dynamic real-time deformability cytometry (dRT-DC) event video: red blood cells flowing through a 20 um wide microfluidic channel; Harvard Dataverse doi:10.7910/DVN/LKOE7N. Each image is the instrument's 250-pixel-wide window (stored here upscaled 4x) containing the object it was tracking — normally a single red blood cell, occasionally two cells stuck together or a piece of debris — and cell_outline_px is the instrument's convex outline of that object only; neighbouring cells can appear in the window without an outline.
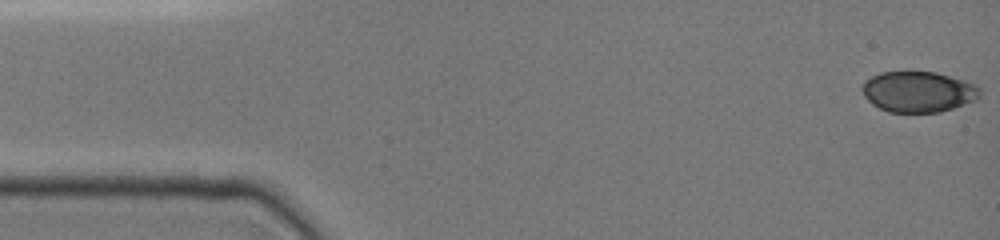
{"species": "common noctule bat (a hibernating species)", "species_latin": "Nyctalus noctula", "temperature_condition": "cold", "stored_images_in_passage": 20, "camera_frame_rate_fps": 3000, "um_per_image_px": 0.085, "animal": {"sex": "female", "body_mass_g": 19.0, "forearm_length_mm": 51.5}, "frame": {"image": 1, "passage_image": 1, "time_ms": 0.0, "image_size_px": [1000, 240], "cell_outline_px": [[980, 96], [976, 100], [940, 112], [888, 112], [872, 104], [864, 96], [860, 88], [864, 80], [880, 72], [904, 68], [912, 68], [936, 72], [968, 80], [976, 84], [980, 88]], "centroid_in_image_um": [78.03, 7.73], "position_along_channel_um": 7.0, "area_um2": 29.19}}
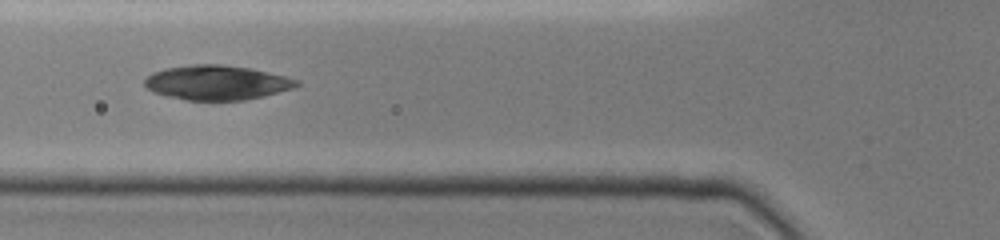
{"frame": {"image": 2, "passage_image": 12, "time_ms": 5.667, "image_size_px": [1000, 240], "cell_outline_px": [[300, 84], [292, 88], [264, 96], [244, 100], [188, 100], [168, 96], [152, 92], [144, 84], [144, 80], [152, 72], [164, 68], [188, 64], [220, 64], [248, 68], [284, 76], [300, 80]], "centroid_in_image_um": [18.39, 7.01], "position_along_channel_um": 107.4, "area_um2": 30.52}}
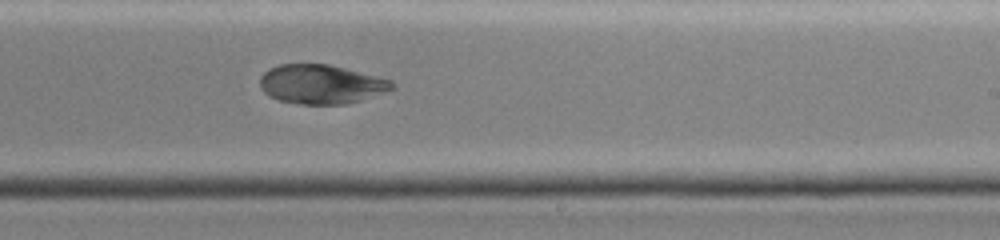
{"frame": {"image": 3, "passage_image": 20, "time_ms": 9.667, "image_size_px": [1000, 240], "cell_outline_px": [[396, 88], [360, 100], [344, 104], [300, 104], [280, 100], [268, 96], [260, 88], [260, 76], [268, 68], [280, 64], [328, 64], [392, 80], [396, 84]], "centroid_in_image_um": [27.28, 7.15], "position_along_channel_um": 261.7, "area_um2": 30.11}}